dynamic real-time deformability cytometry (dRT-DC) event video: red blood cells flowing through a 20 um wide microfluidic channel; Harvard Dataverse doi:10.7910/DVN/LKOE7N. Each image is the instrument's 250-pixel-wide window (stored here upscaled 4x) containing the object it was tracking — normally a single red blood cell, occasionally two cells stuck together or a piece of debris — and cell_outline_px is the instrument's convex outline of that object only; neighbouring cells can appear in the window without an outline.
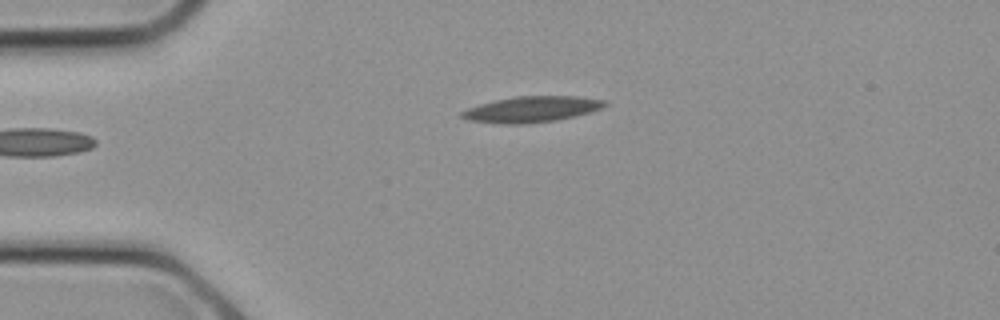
{"species": "common noctule bat (a hibernating species)", "species_latin": "Nyctalus noctula", "temperature_condition": "cold", "stored_images_in_passage": 6, "camera_frame_rate_fps": 3000, "um_per_image_px": 0.085, "animal": {"sex": "female", "body_mass_g": 21.9}, "frame": {"image": 1, "passage_image": 1, "time_ms": 0.0, "image_size_px": [1000, 320], "cell_outline_px": [[608, 104], [600, 108], [576, 116], [556, 120], [524, 124], [508, 124], [468, 120], [460, 116], [460, 112], [468, 108], [480, 104], [496, 100], [516, 96], [576, 96], [604, 100]], "centroid_in_image_um": [45.18, 9.29], "position_along_channel_um": 39.8, "area_um2": 21.33}}
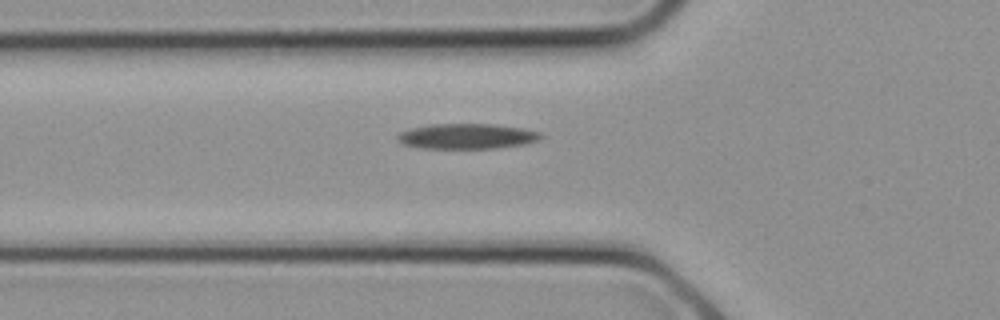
{"frame": {"image": 2, "passage_image": 4, "time_ms": 1.0, "image_size_px": [1000, 320], "cell_outline_px": [[544, 136], [540, 140], [524, 144], [496, 148], [424, 148], [404, 144], [396, 136], [400, 132], [412, 128], [432, 124], [492, 124], [520, 128], [540, 132]], "centroid_in_image_um": [39.73, 11.58], "position_along_channel_um": 86.1, "area_um2": 20.87}}
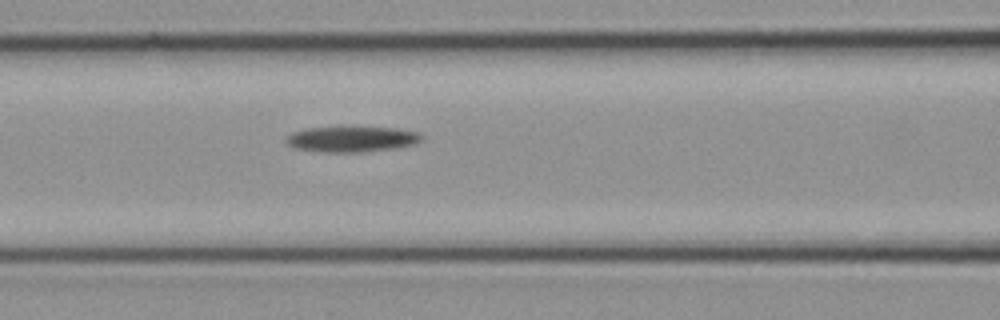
{"frame": {"image": 3, "passage_image": 6, "time_ms": 1.667, "image_size_px": [1000, 320], "cell_outline_px": [[424, 140], [416, 144], [396, 148], [364, 152], [320, 152], [292, 148], [284, 140], [284, 136], [292, 132], [308, 128], [340, 124], [356, 124], [396, 128], [420, 132], [424, 136]], "centroid_in_image_um": [29.9, 11.77], "position_along_channel_um": 136.7, "area_um2": 21.91}}